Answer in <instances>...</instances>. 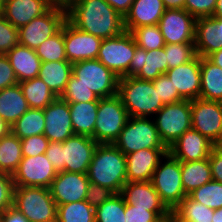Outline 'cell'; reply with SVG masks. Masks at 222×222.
I'll use <instances>...</instances> for the list:
<instances>
[{
	"mask_svg": "<svg viewBox=\"0 0 222 222\" xmlns=\"http://www.w3.org/2000/svg\"><path fill=\"white\" fill-rule=\"evenodd\" d=\"M66 19L76 28L102 39L125 31L124 18L105 0H75Z\"/></svg>",
	"mask_w": 222,
	"mask_h": 222,
	"instance_id": "obj_1",
	"label": "cell"
},
{
	"mask_svg": "<svg viewBox=\"0 0 222 222\" xmlns=\"http://www.w3.org/2000/svg\"><path fill=\"white\" fill-rule=\"evenodd\" d=\"M87 175L91 183L120 193L127 183L126 156L114 144H98Z\"/></svg>",
	"mask_w": 222,
	"mask_h": 222,
	"instance_id": "obj_2",
	"label": "cell"
},
{
	"mask_svg": "<svg viewBox=\"0 0 222 222\" xmlns=\"http://www.w3.org/2000/svg\"><path fill=\"white\" fill-rule=\"evenodd\" d=\"M118 95L129 117H146L157 114L164 104L155 90L153 81L124 76L118 80Z\"/></svg>",
	"mask_w": 222,
	"mask_h": 222,
	"instance_id": "obj_3",
	"label": "cell"
},
{
	"mask_svg": "<svg viewBox=\"0 0 222 222\" xmlns=\"http://www.w3.org/2000/svg\"><path fill=\"white\" fill-rule=\"evenodd\" d=\"M13 206L30 222L56 221L57 205L49 188L15 186Z\"/></svg>",
	"mask_w": 222,
	"mask_h": 222,
	"instance_id": "obj_4",
	"label": "cell"
},
{
	"mask_svg": "<svg viewBox=\"0 0 222 222\" xmlns=\"http://www.w3.org/2000/svg\"><path fill=\"white\" fill-rule=\"evenodd\" d=\"M128 119V112L118 94L100 98L94 128V140L98 144H113Z\"/></svg>",
	"mask_w": 222,
	"mask_h": 222,
	"instance_id": "obj_5",
	"label": "cell"
},
{
	"mask_svg": "<svg viewBox=\"0 0 222 222\" xmlns=\"http://www.w3.org/2000/svg\"><path fill=\"white\" fill-rule=\"evenodd\" d=\"M163 158L166 161L164 164L162 160L159 161L151 182L162 203L169 211H173L187 196L181 180V161L175 159L169 152Z\"/></svg>",
	"mask_w": 222,
	"mask_h": 222,
	"instance_id": "obj_6",
	"label": "cell"
},
{
	"mask_svg": "<svg viewBox=\"0 0 222 222\" xmlns=\"http://www.w3.org/2000/svg\"><path fill=\"white\" fill-rule=\"evenodd\" d=\"M148 118L129 117L113 143L124 155L143 149L167 148L159 137L154 121Z\"/></svg>",
	"mask_w": 222,
	"mask_h": 222,
	"instance_id": "obj_7",
	"label": "cell"
},
{
	"mask_svg": "<svg viewBox=\"0 0 222 222\" xmlns=\"http://www.w3.org/2000/svg\"><path fill=\"white\" fill-rule=\"evenodd\" d=\"M154 121L159 137L169 148L185 131L192 128L191 100L165 104Z\"/></svg>",
	"mask_w": 222,
	"mask_h": 222,
	"instance_id": "obj_8",
	"label": "cell"
},
{
	"mask_svg": "<svg viewBox=\"0 0 222 222\" xmlns=\"http://www.w3.org/2000/svg\"><path fill=\"white\" fill-rule=\"evenodd\" d=\"M136 50V42L129 31L103 39L97 59L118 78L129 76V65Z\"/></svg>",
	"mask_w": 222,
	"mask_h": 222,
	"instance_id": "obj_9",
	"label": "cell"
},
{
	"mask_svg": "<svg viewBox=\"0 0 222 222\" xmlns=\"http://www.w3.org/2000/svg\"><path fill=\"white\" fill-rule=\"evenodd\" d=\"M72 75L99 98L111 97L118 94L119 78L98 59H89L74 63L72 66Z\"/></svg>",
	"mask_w": 222,
	"mask_h": 222,
	"instance_id": "obj_10",
	"label": "cell"
},
{
	"mask_svg": "<svg viewBox=\"0 0 222 222\" xmlns=\"http://www.w3.org/2000/svg\"><path fill=\"white\" fill-rule=\"evenodd\" d=\"M66 21V12L50 8L18 29L19 44L36 50L45 40L56 34Z\"/></svg>",
	"mask_w": 222,
	"mask_h": 222,
	"instance_id": "obj_11",
	"label": "cell"
},
{
	"mask_svg": "<svg viewBox=\"0 0 222 222\" xmlns=\"http://www.w3.org/2000/svg\"><path fill=\"white\" fill-rule=\"evenodd\" d=\"M191 121L193 129L216 145L222 137V102L191 100Z\"/></svg>",
	"mask_w": 222,
	"mask_h": 222,
	"instance_id": "obj_12",
	"label": "cell"
},
{
	"mask_svg": "<svg viewBox=\"0 0 222 222\" xmlns=\"http://www.w3.org/2000/svg\"><path fill=\"white\" fill-rule=\"evenodd\" d=\"M57 172L45 153L33 157L23 156L12 175L14 186L50 188Z\"/></svg>",
	"mask_w": 222,
	"mask_h": 222,
	"instance_id": "obj_13",
	"label": "cell"
},
{
	"mask_svg": "<svg viewBox=\"0 0 222 222\" xmlns=\"http://www.w3.org/2000/svg\"><path fill=\"white\" fill-rule=\"evenodd\" d=\"M98 143L89 136L73 135L62 142L61 172L87 173Z\"/></svg>",
	"mask_w": 222,
	"mask_h": 222,
	"instance_id": "obj_14",
	"label": "cell"
},
{
	"mask_svg": "<svg viewBox=\"0 0 222 222\" xmlns=\"http://www.w3.org/2000/svg\"><path fill=\"white\" fill-rule=\"evenodd\" d=\"M158 26L165 44L195 43L196 18L185 9H166Z\"/></svg>",
	"mask_w": 222,
	"mask_h": 222,
	"instance_id": "obj_15",
	"label": "cell"
},
{
	"mask_svg": "<svg viewBox=\"0 0 222 222\" xmlns=\"http://www.w3.org/2000/svg\"><path fill=\"white\" fill-rule=\"evenodd\" d=\"M63 37L67 60L71 64L97 59L102 38L76 28L67 19L63 23Z\"/></svg>",
	"mask_w": 222,
	"mask_h": 222,
	"instance_id": "obj_16",
	"label": "cell"
},
{
	"mask_svg": "<svg viewBox=\"0 0 222 222\" xmlns=\"http://www.w3.org/2000/svg\"><path fill=\"white\" fill-rule=\"evenodd\" d=\"M89 183L87 173L63 171L57 173L49 189L58 206L85 200Z\"/></svg>",
	"mask_w": 222,
	"mask_h": 222,
	"instance_id": "obj_17",
	"label": "cell"
},
{
	"mask_svg": "<svg viewBox=\"0 0 222 222\" xmlns=\"http://www.w3.org/2000/svg\"><path fill=\"white\" fill-rule=\"evenodd\" d=\"M43 112L45 117L43 134L49 141L64 142L67 138L75 135L68 102L57 97L43 109Z\"/></svg>",
	"mask_w": 222,
	"mask_h": 222,
	"instance_id": "obj_18",
	"label": "cell"
},
{
	"mask_svg": "<svg viewBox=\"0 0 222 222\" xmlns=\"http://www.w3.org/2000/svg\"><path fill=\"white\" fill-rule=\"evenodd\" d=\"M171 81L174 89L184 100L200 98L201 88V57L167 70L165 73Z\"/></svg>",
	"mask_w": 222,
	"mask_h": 222,
	"instance_id": "obj_19",
	"label": "cell"
},
{
	"mask_svg": "<svg viewBox=\"0 0 222 222\" xmlns=\"http://www.w3.org/2000/svg\"><path fill=\"white\" fill-rule=\"evenodd\" d=\"M120 194L122 195L125 204L153 211L161 219L165 218L170 212L162 203L159 194L153 187L151 181L127 182L124 184Z\"/></svg>",
	"mask_w": 222,
	"mask_h": 222,
	"instance_id": "obj_20",
	"label": "cell"
},
{
	"mask_svg": "<svg viewBox=\"0 0 222 222\" xmlns=\"http://www.w3.org/2000/svg\"><path fill=\"white\" fill-rule=\"evenodd\" d=\"M214 146L205 136L190 128L168 148V152L179 161H200L209 158Z\"/></svg>",
	"mask_w": 222,
	"mask_h": 222,
	"instance_id": "obj_21",
	"label": "cell"
},
{
	"mask_svg": "<svg viewBox=\"0 0 222 222\" xmlns=\"http://www.w3.org/2000/svg\"><path fill=\"white\" fill-rule=\"evenodd\" d=\"M168 153V148L138 150L126 156L127 182L151 181L159 161Z\"/></svg>",
	"mask_w": 222,
	"mask_h": 222,
	"instance_id": "obj_22",
	"label": "cell"
},
{
	"mask_svg": "<svg viewBox=\"0 0 222 222\" xmlns=\"http://www.w3.org/2000/svg\"><path fill=\"white\" fill-rule=\"evenodd\" d=\"M167 72L164 48L149 50L136 45V50L129 65V76L152 81Z\"/></svg>",
	"mask_w": 222,
	"mask_h": 222,
	"instance_id": "obj_23",
	"label": "cell"
},
{
	"mask_svg": "<svg viewBox=\"0 0 222 222\" xmlns=\"http://www.w3.org/2000/svg\"><path fill=\"white\" fill-rule=\"evenodd\" d=\"M165 10L163 0H134L124 17L125 31L131 33L141 26L157 25Z\"/></svg>",
	"mask_w": 222,
	"mask_h": 222,
	"instance_id": "obj_24",
	"label": "cell"
},
{
	"mask_svg": "<svg viewBox=\"0 0 222 222\" xmlns=\"http://www.w3.org/2000/svg\"><path fill=\"white\" fill-rule=\"evenodd\" d=\"M49 9L45 0H6L1 14L15 28L19 29L34 18L42 16Z\"/></svg>",
	"mask_w": 222,
	"mask_h": 222,
	"instance_id": "obj_25",
	"label": "cell"
},
{
	"mask_svg": "<svg viewBox=\"0 0 222 222\" xmlns=\"http://www.w3.org/2000/svg\"><path fill=\"white\" fill-rule=\"evenodd\" d=\"M5 55L14 69L18 83L39 76L42 61L35 50L18 44Z\"/></svg>",
	"mask_w": 222,
	"mask_h": 222,
	"instance_id": "obj_26",
	"label": "cell"
},
{
	"mask_svg": "<svg viewBox=\"0 0 222 222\" xmlns=\"http://www.w3.org/2000/svg\"><path fill=\"white\" fill-rule=\"evenodd\" d=\"M216 31V18L200 17L196 19L195 49L198 56L208 57L213 52L222 49Z\"/></svg>",
	"mask_w": 222,
	"mask_h": 222,
	"instance_id": "obj_27",
	"label": "cell"
},
{
	"mask_svg": "<svg viewBox=\"0 0 222 222\" xmlns=\"http://www.w3.org/2000/svg\"><path fill=\"white\" fill-rule=\"evenodd\" d=\"M99 101L69 103L75 135L89 136L94 140V128Z\"/></svg>",
	"mask_w": 222,
	"mask_h": 222,
	"instance_id": "obj_28",
	"label": "cell"
},
{
	"mask_svg": "<svg viewBox=\"0 0 222 222\" xmlns=\"http://www.w3.org/2000/svg\"><path fill=\"white\" fill-rule=\"evenodd\" d=\"M72 66L69 61L42 62L38 77L60 97L72 75Z\"/></svg>",
	"mask_w": 222,
	"mask_h": 222,
	"instance_id": "obj_29",
	"label": "cell"
},
{
	"mask_svg": "<svg viewBox=\"0 0 222 222\" xmlns=\"http://www.w3.org/2000/svg\"><path fill=\"white\" fill-rule=\"evenodd\" d=\"M29 110L19 84L0 90V116L11 126Z\"/></svg>",
	"mask_w": 222,
	"mask_h": 222,
	"instance_id": "obj_30",
	"label": "cell"
},
{
	"mask_svg": "<svg viewBox=\"0 0 222 222\" xmlns=\"http://www.w3.org/2000/svg\"><path fill=\"white\" fill-rule=\"evenodd\" d=\"M200 99L222 102V69L201 57Z\"/></svg>",
	"mask_w": 222,
	"mask_h": 222,
	"instance_id": "obj_31",
	"label": "cell"
},
{
	"mask_svg": "<svg viewBox=\"0 0 222 222\" xmlns=\"http://www.w3.org/2000/svg\"><path fill=\"white\" fill-rule=\"evenodd\" d=\"M181 180L186 195L212 180L209 158L181 161Z\"/></svg>",
	"mask_w": 222,
	"mask_h": 222,
	"instance_id": "obj_32",
	"label": "cell"
},
{
	"mask_svg": "<svg viewBox=\"0 0 222 222\" xmlns=\"http://www.w3.org/2000/svg\"><path fill=\"white\" fill-rule=\"evenodd\" d=\"M18 84L27 100L29 108L45 109L57 98L39 77L25 80Z\"/></svg>",
	"mask_w": 222,
	"mask_h": 222,
	"instance_id": "obj_33",
	"label": "cell"
},
{
	"mask_svg": "<svg viewBox=\"0 0 222 222\" xmlns=\"http://www.w3.org/2000/svg\"><path fill=\"white\" fill-rule=\"evenodd\" d=\"M23 157L21 140L12 132L0 139V171L13 175Z\"/></svg>",
	"mask_w": 222,
	"mask_h": 222,
	"instance_id": "obj_34",
	"label": "cell"
},
{
	"mask_svg": "<svg viewBox=\"0 0 222 222\" xmlns=\"http://www.w3.org/2000/svg\"><path fill=\"white\" fill-rule=\"evenodd\" d=\"M43 109L29 108L14 124L11 132L19 139L41 135L45 129Z\"/></svg>",
	"mask_w": 222,
	"mask_h": 222,
	"instance_id": "obj_35",
	"label": "cell"
},
{
	"mask_svg": "<svg viewBox=\"0 0 222 222\" xmlns=\"http://www.w3.org/2000/svg\"><path fill=\"white\" fill-rule=\"evenodd\" d=\"M57 222H95V208L86 200L58 205Z\"/></svg>",
	"mask_w": 222,
	"mask_h": 222,
	"instance_id": "obj_36",
	"label": "cell"
},
{
	"mask_svg": "<svg viewBox=\"0 0 222 222\" xmlns=\"http://www.w3.org/2000/svg\"><path fill=\"white\" fill-rule=\"evenodd\" d=\"M214 209L206 207L187 195L173 212L186 222H212Z\"/></svg>",
	"mask_w": 222,
	"mask_h": 222,
	"instance_id": "obj_37",
	"label": "cell"
},
{
	"mask_svg": "<svg viewBox=\"0 0 222 222\" xmlns=\"http://www.w3.org/2000/svg\"><path fill=\"white\" fill-rule=\"evenodd\" d=\"M95 222H125V201L120 193L95 208Z\"/></svg>",
	"mask_w": 222,
	"mask_h": 222,
	"instance_id": "obj_38",
	"label": "cell"
},
{
	"mask_svg": "<svg viewBox=\"0 0 222 222\" xmlns=\"http://www.w3.org/2000/svg\"><path fill=\"white\" fill-rule=\"evenodd\" d=\"M35 51L42 62L68 61L64 45L63 25L56 34L45 40Z\"/></svg>",
	"mask_w": 222,
	"mask_h": 222,
	"instance_id": "obj_39",
	"label": "cell"
},
{
	"mask_svg": "<svg viewBox=\"0 0 222 222\" xmlns=\"http://www.w3.org/2000/svg\"><path fill=\"white\" fill-rule=\"evenodd\" d=\"M189 196L208 208H222V183L211 180L194 190Z\"/></svg>",
	"mask_w": 222,
	"mask_h": 222,
	"instance_id": "obj_40",
	"label": "cell"
},
{
	"mask_svg": "<svg viewBox=\"0 0 222 222\" xmlns=\"http://www.w3.org/2000/svg\"><path fill=\"white\" fill-rule=\"evenodd\" d=\"M131 34L135 39L136 45L146 51L157 50L165 46L163 35L158 24L135 28Z\"/></svg>",
	"mask_w": 222,
	"mask_h": 222,
	"instance_id": "obj_41",
	"label": "cell"
},
{
	"mask_svg": "<svg viewBox=\"0 0 222 222\" xmlns=\"http://www.w3.org/2000/svg\"><path fill=\"white\" fill-rule=\"evenodd\" d=\"M167 70L193 60L196 56L195 43L165 44Z\"/></svg>",
	"mask_w": 222,
	"mask_h": 222,
	"instance_id": "obj_42",
	"label": "cell"
},
{
	"mask_svg": "<svg viewBox=\"0 0 222 222\" xmlns=\"http://www.w3.org/2000/svg\"><path fill=\"white\" fill-rule=\"evenodd\" d=\"M60 98L68 103H85L100 100V98L94 92L78 82V79L75 78L74 75L70 76L65 90Z\"/></svg>",
	"mask_w": 222,
	"mask_h": 222,
	"instance_id": "obj_43",
	"label": "cell"
},
{
	"mask_svg": "<svg viewBox=\"0 0 222 222\" xmlns=\"http://www.w3.org/2000/svg\"><path fill=\"white\" fill-rule=\"evenodd\" d=\"M18 44V29L0 13V54H6Z\"/></svg>",
	"mask_w": 222,
	"mask_h": 222,
	"instance_id": "obj_44",
	"label": "cell"
},
{
	"mask_svg": "<svg viewBox=\"0 0 222 222\" xmlns=\"http://www.w3.org/2000/svg\"><path fill=\"white\" fill-rule=\"evenodd\" d=\"M152 81L155 90L159 94V98L164 105L184 100L178 94L177 89H174V86L172 85L166 74H162L157 79Z\"/></svg>",
	"mask_w": 222,
	"mask_h": 222,
	"instance_id": "obj_45",
	"label": "cell"
},
{
	"mask_svg": "<svg viewBox=\"0 0 222 222\" xmlns=\"http://www.w3.org/2000/svg\"><path fill=\"white\" fill-rule=\"evenodd\" d=\"M20 140L22 154L27 157L45 153L50 142L44 134L29 136Z\"/></svg>",
	"mask_w": 222,
	"mask_h": 222,
	"instance_id": "obj_46",
	"label": "cell"
},
{
	"mask_svg": "<svg viewBox=\"0 0 222 222\" xmlns=\"http://www.w3.org/2000/svg\"><path fill=\"white\" fill-rule=\"evenodd\" d=\"M217 0H185L184 9L193 17H212Z\"/></svg>",
	"mask_w": 222,
	"mask_h": 222,
	"instance_id": "obj_47",
	"label": "cell"
},
{
	"mask_svg": "<svg viewBox=\"0 0 222 222\" xmlns=\"http://www.w3.org/2000/svg\"><path fill=\"white\" fill-rule=\"evenodd\" d=\"M14 187L12 175L0 171V214L13 206Z\"/></svg>",
	"mask_w": 222,
	"mask_h": 222,
	"instance_id": "obj_48",
	"label": "cell"
},
{
	"mask_svg": "<svg viewBox=\"0 0 222 222\" xmlns=\"http://www.w3.org/2000/svg\"><path fill=\"white\" fill-rule=\"evenodd\" d=\"M115 193L109 188L97 184L89 183L86 192L85 200L93 207L96 208L108 200Z\"/></svg>",
	"mask_w": 222,
	"mask_h": 222,
	"instance_id": "obj_49",
	"label": "cell"
},
{
	"mask_svg": "<svg viewBox=\"0 0 222 222\" xmlns=\"http://www.w3.org/2000/svg\"><path fill=\"white\" fill-rule=\"evenodd\" d=\"M161 218L153 211L125 204V222H158Z\"/></svg>",
	"mask_w": 222,
	"mask_h": 222,
	"instance_id": "obj_50",
	"label": "cell"
},
{
	"mask_svg": "<svg viewBox=\"0 0 222 222\" xmlns=\"http://www.w3.org/2000/svg\"><path fill=\"white\" fill-rule=\"evenodd\" d=\"M18 84L14 69L7 56L0 54V90Z\"/></svg>",
	"mask_w": 222,
	"mask_h": 222,
	"instance_id": "obj_51",
	"label": "cell"
},
{
	"mask_svg": "<svg viewBox=\"0 0 222 222\" xmlns=\"http://www.w3.org/2000/svg\"><path fill=\"white\" fill-rule=\"evenodd\" d=\"M212 180L222 183V151L214 146L209 155Z\"/></svg>",
	"mask_w": 222,
	"mask_h": 222,
	"instance_id": "obj_52",
	"label": "cell"
},
{
	"mask_svg": "<svg viewBox=\"0 0 222 222\" xmlns=\"http://www.w3.org/2000/svg\"><path fill=\"white\" fill-rule=\"evenodd\" d=\"M61 149L62 142L50 141L48 148L45 151V155L52 163L53 168L57 173L61 172Z\"/></svg>",
	"mask_w": 222,
	"mask_h": 222,
	"instance_id": "obj_53",
	"label": "cell"
},
{
	"mask_svg": "<svg viewBox=\"0 0 222 222\" xmlns=\"http://www.w3.org/2000/svg\"><path fill=\"white\" fill-rule=\"evenodd\" d=\"M0 219L1 222H30L28 218L14 206L9 207L1 213Z\"/></svg>",
	"mask_w": 222,
	"mask_h": 222,
	"instance_id": "obj_54",
	"label": "cell"
},
{
	"mask_svg": "<svg viewBox=\"0 0 222 222\" xmlns=\"http://www.w3.org/2000/svg\"><path fill=\"white\" fill-rule=\"evenodd\" d=\"M123 18L126 16L134 0H105Z\"/></svg>",
	"mask_w": 222,
	"mask_h": 222,
	"instance_id": "obj_55",
	"label": "cell"
},
{
	"mask_svg": "<svg viewBox=\"0 0 222 222\" xmlns=\"http://www.w3.org/2000/svg\"><path fill=\"white\" fill-rule=\"evenodd\" d=\"M45 2L50 8L60 9L67 12L75 3V0H45Z\"/></svg>",
	"mask_w": 222,
	"mask_h": 222,
	"instance_id": "obj_56",
	"label": "cell"
},
{
	"mask_svg": "<svg viewBox=\"0 0 222 222\" xmlns=\"http://www.w3.org/2000/svg\"><path fill=\"white\" fill-rule=\"evenodd\" d=\"M166 9H184L185 0H163Z\"/></svg>",
	"mask_w": 222,
	"mask_h": 222,
	"instance_id": "obj_57",
	"label": "cell"
},
{
	"mask_svg": "<svg viewBox=\"0 0 222 222\" xmlns=\"http://www.w3.org/2000/svg\"><path fill=\"white\" fill-rule=\"evenodd\" d=\"M213 64L222 69V49L213 52L207 57Z\"/></svg>",
	"mask_w": 222,
	"mask_h": 222,
	"instance_id": "obj_58",
	"label": "cell"
},
{
	"mask_svg": "<svg viewBox=\"0 0 222 222\" xmlns=\"http://www.w3.org/2000/svg\"><path fill=\"white\" fill-rule=\"evenodd\" d=\"M11 132V126L0 116V139Z\"/></svg>",
	"mask_w": 222,
	"mask_h": 222,
	"instance_id": "obj_59",
	"label": "cell"
},
{
	"mask_svg": "<svg viewBox=\"0 0 222 222\" xmlns=\"http://www.w3.org/2000/svg\"><path fill=\"white\" fill-rule=\"evenodd\" d=\"M213 18L222 17V0H217L215 10L213 13Z\"/></svg>",
	"mask_w": 222,
	"mask_h": 222,
	"instance_id": "obj_60",
	"label": "cell"
},
{
	"mask_svg": "<svg viewBox=\"0 0 222 222\" xmlns=\"http://www.w3.org/2000/svg\"><path fill=\"white\" fill-rule=\"evenodd\" d=\"M217 35L219 37V42L222 45V17L216 18Z\"/></svg>",
	"mask_w": 222,
	"mask_h": 222,
	"instance_id": "obj_61",
	"label": "cell"
},
{
	"mask_svg": "<svg viewBox=\"0 0 222 222\" xmlns=\"http://www.w3.org/2000/svg\"><path fill=\"white\" fill-rule=\"evenodd\" d=\"M167 222H186L177 216L173 211L167 214Z\"/></svg>",
	"mask_w": 222,
	"mask_h": 222,
	"instance_id": "obj_62",
	"label": "cell"
},
{
	"mask_svg": "<svg viewBox=\"0 0 222 222\" xmlns=\"http://www.w3.org/2000/svg\"><path fill=\"white\" fill-rule=\"evenodd\" d=\"M212 222H222V208L214 211Z\"/></svg>",
	"mask_w": 222,
	"mask_h": 222,
	"instance_id": "obj_63",
	"label": "cell"
},
{
	"mask_svg": "<svg viewBox=\"0 0 222 222\" xmlns=\"http://www.w3.org/2000/svg\"><path fill=\"white\" fill-rule=\"evenodd\" d=\"M219 150L222 151V137L220 139V141L215 145Z\"/></svg>",
	"mask_w": 222,
	"mask_h": 222,
	"instance_id": "obj_64",
	"label": "cell"
},
{
	"mask_svg": "<svg viewBox=\"0 0 222 222\" xmlns=\"http://www.w3.org/2000/svg\"><path fill=\"white\" fill-rule=\"evenodd\" d=\"M6 0H0V13L2 12L3 6H4V2Z\"/></svg>",
	"mask_w": 222,
	"mask_h": 222,
	"instance_id": "obj_65",
	"label": "cell"
},
{
	"mask_svg": "<svg viewBox=\"0 0 222 222\" xmlns=\"http://www.w3.org/2000/svg\"><path fill=\"white\" fill-rule=\"evenodd\" d=\"M158 222H167V216L165 218H162L160 221Z\"/></svg>",
	"mask_w": 222,
	"mask_h": 222,
	"instance_id": "obj_66",
	"label": "cell"
}]
</instances>
